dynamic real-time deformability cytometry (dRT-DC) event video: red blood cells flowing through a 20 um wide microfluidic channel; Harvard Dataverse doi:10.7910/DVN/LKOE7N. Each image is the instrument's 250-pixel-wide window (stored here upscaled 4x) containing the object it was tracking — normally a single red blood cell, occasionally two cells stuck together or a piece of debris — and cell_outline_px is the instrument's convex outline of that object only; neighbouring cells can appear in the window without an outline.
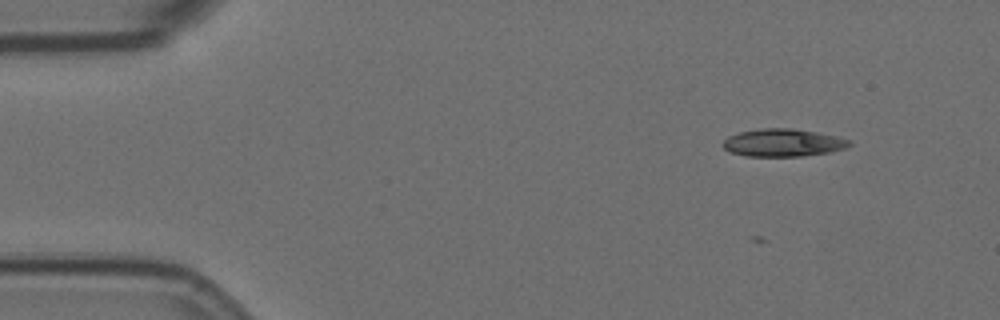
{"species": "Egyptian fruit bat (a non-hibernating species)", "species_latin": "Rousettus aegyptiacus", "temperature_condition": "room temperature", "stored_images_in_passage": 57, "camera_frame_rate_fps": 3000, "um_per_image_px": 0.085, "animal": {"sex": "female"}, "frame": {"image": 1, "passage_image": 7, "time_ms": 2.0, "image_size_px": [1000, 320], "cell_outline_px": [[852, 144], [844, 148], [828, 152], [804, 156], [744, 156], [728, 152], [720, 144], [728, 136], [740, 132], [760, 128], [792, 128], [816, 132], [836, 136], [852, 140]], "centroid_in_image_um": [66.52, 12.13], "position_along_channel_um": 18.5, "area_um2": 20.52}}
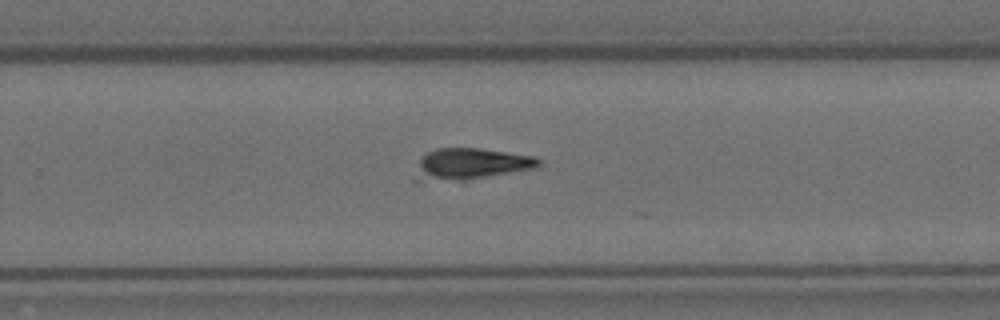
{"frame": {"image": 2, "passage_image": 37, "time_ms": 12.0, "image_size_px": [1000, 320], "cell_outline_px": [[540, 164], [536, 168], [464, 180], [412, 180], [420, 160], [428, 152], [436, 148], [480, 148], [532, 156], [540, 160]], "centroid_in_image_um": [39.98, 13.93], "position_along_channel_um": 289.8, "area_um2": 22.14}}
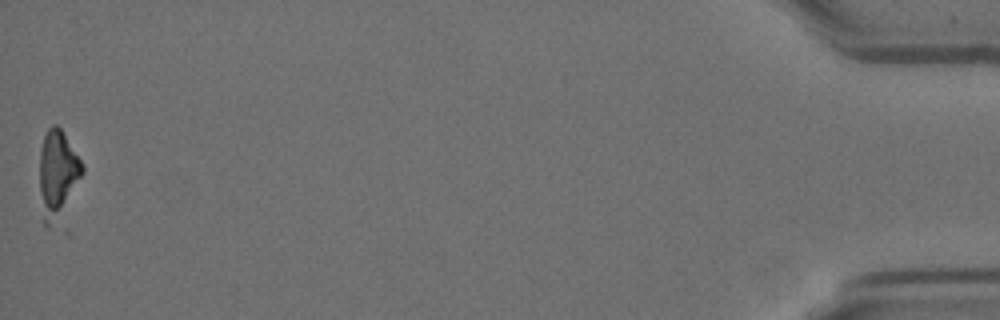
{"frame": {"image": 3, "passage_image": 57, "time_ms": 18.667, "image_size_px": [1000, 320], "cell_outline_px": [[84, 172], [48, 228], [44, 228], [40, 192], [40, 148], [44, 136], [48, 128], [52, 124], [56, 124], [60, 128], [80, 160], [84, 168]], "centroid_in_image_um": [4.85, 14.66], "position_along_channel_um": 430.4, "area_um2": 20.35}}